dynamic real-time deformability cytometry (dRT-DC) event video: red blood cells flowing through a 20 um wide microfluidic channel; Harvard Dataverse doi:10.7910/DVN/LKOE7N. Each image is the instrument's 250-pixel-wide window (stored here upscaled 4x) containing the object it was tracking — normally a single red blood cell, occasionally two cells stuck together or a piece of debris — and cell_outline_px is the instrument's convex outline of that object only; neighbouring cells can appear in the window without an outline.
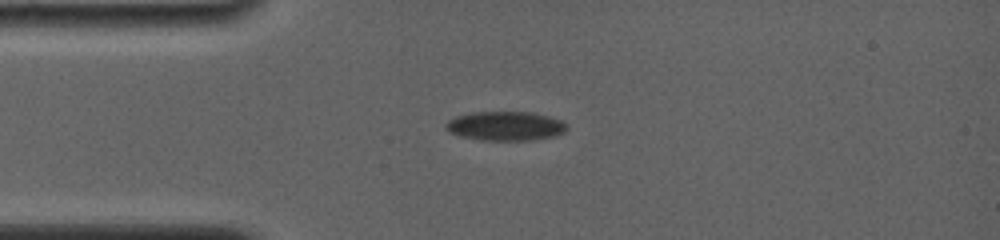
{"species": "common noctule bat (a hibernating species)", "species_latin": "Nyctalus noctula", "temperature_condition": "room temperature", "stored_images_in_passage": 49, "camera_frame_rate_fps": 4000, "um_per_image_px": 0.085, "animal": {"sex": "female", "body_mass_g": 19.0, "forearm_length_mm": 56.7}, "frame": {"image": 1, "passage_image": 14, "time_ms": 4.25, "image_size_px": [1000, 240], "cell_outline_px": [[568, 128], [564, 132], [556, 136], [532, 140], [480, 140], [460, 136], [448, 132], [444, 128], [444, 124], [448, 120], [456, 116], [472, 112], [532, 112], [548, 116], [560, 120], [568, 124]], "centroid_in_image_um": [42.95, 10.71], "position_along_channel_um": 42.1, "area_um2": 20.81}}
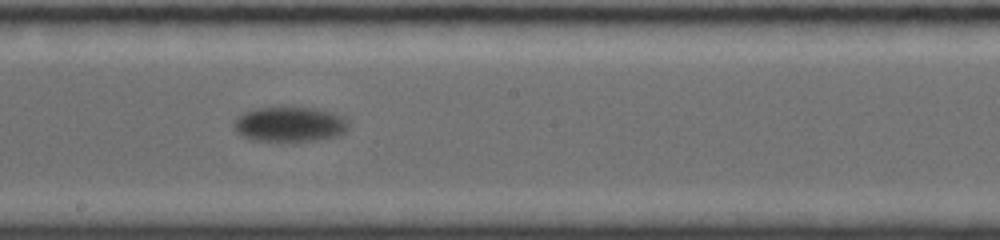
{"frame": {"image": 2, "passage_image": 34, "time_ms": 10.0, "image_size_px": [1000, 240], "cell_outline_px": [[352, 128], [340, 136], [320, 140], [252, 140], [236, 132], [236, 116], [244, 112], [256, 108], [316, 108], [332, 112], [344, 116], [348, 120]], "centroid_in_image_um": [24.74, 10.56], "position_along_channel_um": 223.5, "area_um2": 23.35}}
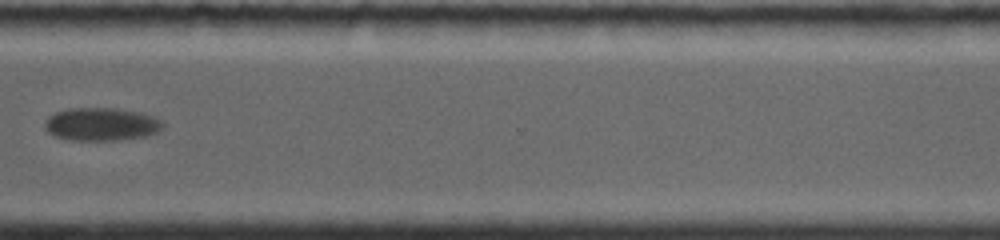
{"frame": {"image": 3, "passage_image": 48, "time_ms": 14.0, "image_size_px": [1000, 240], "cell_outline_px": [[164, 124], [156, 132], [148, 136], [120, 140], [72, 140], [56, 136], [48, 132], [44, 124], [48, 116], [56, 112], [68, 108], [108, 108], [140, 112], [156, 116]], "centroid_in_image_um": [8.62, 10.56], "position_along_channel_um": 362.0, "area_um2": 22.66}}